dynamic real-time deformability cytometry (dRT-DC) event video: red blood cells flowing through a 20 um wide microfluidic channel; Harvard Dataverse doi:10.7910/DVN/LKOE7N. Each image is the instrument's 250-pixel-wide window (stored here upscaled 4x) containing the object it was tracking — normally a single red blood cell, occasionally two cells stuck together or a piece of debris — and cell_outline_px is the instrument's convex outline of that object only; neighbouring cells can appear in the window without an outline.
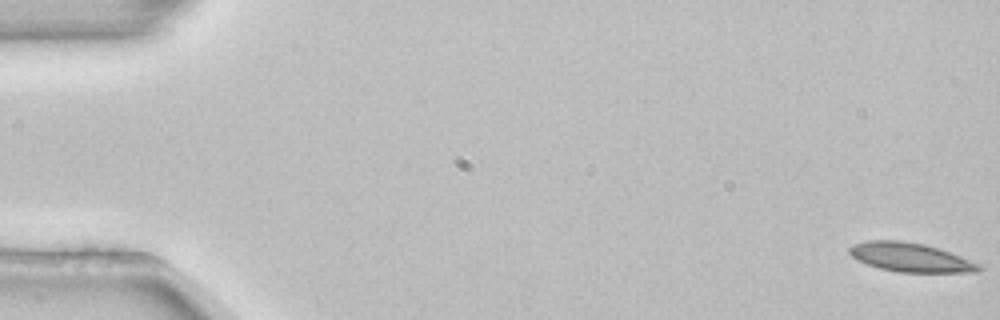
{"species": "common noctule bat (a hibernating species)", "species_latin": "Nyctalus noctula", "temperature_condition": "room temperature", "stored_images_in_passage": 54, "camera_frame_rate_fps": 3000, "um_per_image_px": 0.085, "animal": {"sex": "female", "body_mass_g": 22.7, "forearm_length_mm": 54.2}, "frame": {"image": 1, "passage_image": 1, "time_ms": 0.0, "image_size_px": [1000, 320], "cell_outline_px": [[984, 268], [976, 272], [900, 272], [880, 268], [868, 264], [852, 256], [848, 252], [848, 248], [852, 244], [864, 240], [900, 240], [924, 244], [960, 256], [980, 264]], "centroid_in_image_um": [77.36, 21.86], "position_along_channel_um": 7.6, "area_um2": 21.68}}
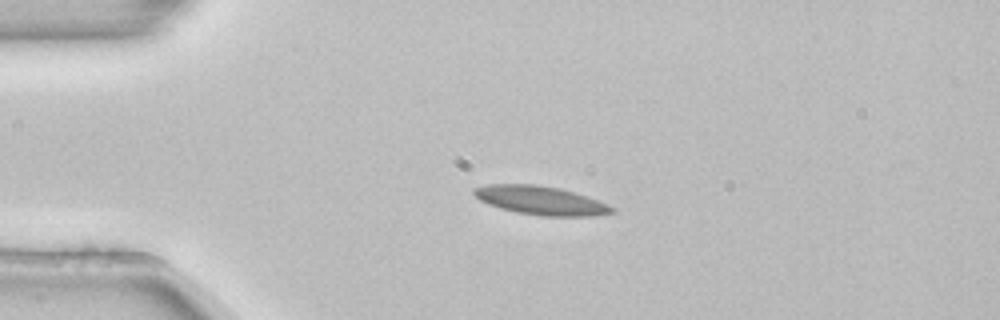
{"frame": {"image": 2, "passage_image": 13, "time_ms": 4.0, "image_size_px": [1000, 320], "cell_outline_px": [[616, 212], [592, 216], [540, 216], [516, 212], [500, 208], [488, 204], [480, 200], [472, 192], [472, 188], [488, 184], [536, 184], [560, 188], [608, 204], [616, 208]], "centroid_in_image_um": [45.94, 17.04], "position_along_channel_um": 39.1, "area_um2": 23.06}}
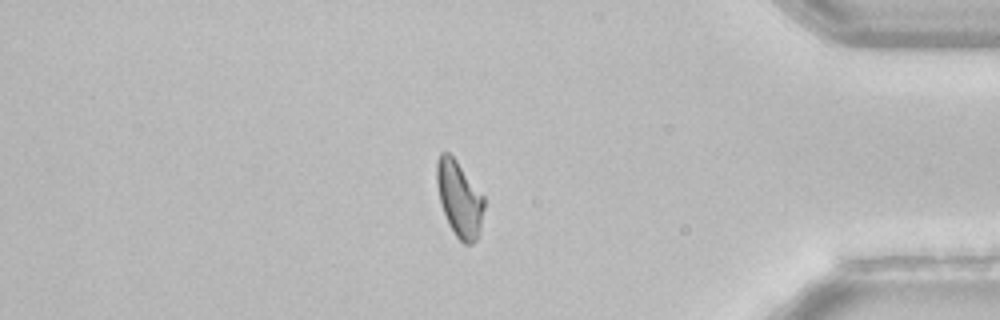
{"frame": {"image": 3, "passage_image": 46, "time_ms": 15.0, "image_size_px": [1000, 320], "cell_outline_px": [[484, 208], [480, 228], [476, 240], [472, 244], [464, 244], [456, 236], [448, 224], [440, 204], [436, 184], [436, 160], [440, 152], [448, 152], [456, 160], [484, 196]], "centroid_in_image_um": [39.02, 16.89], "position_along_channel_um": 396.2, "area_um2": 20.98}, "authors_computed_cell_mechanics": {"area_um2": 21.7906, "velocity_mm_per_s": 3.8312, "shape_relaxation_time_tau1_ms": null, "shape_relaxation_time_tau2_ms": 7.401, "deformation_change_tau1": null, "deformation_change_tau2": 0.1248}}